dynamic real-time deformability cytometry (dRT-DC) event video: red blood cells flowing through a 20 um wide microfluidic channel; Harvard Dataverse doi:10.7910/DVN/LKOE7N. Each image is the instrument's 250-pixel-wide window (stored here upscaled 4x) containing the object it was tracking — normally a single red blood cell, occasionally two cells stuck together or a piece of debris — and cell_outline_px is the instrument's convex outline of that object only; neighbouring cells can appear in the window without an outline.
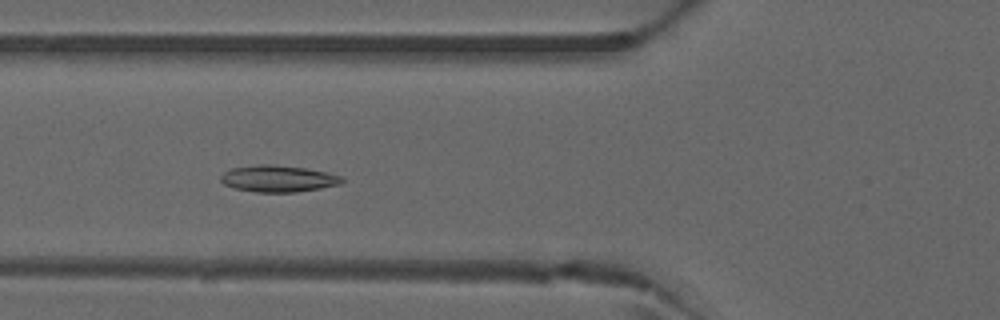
{"species": "common noctule bat (a hibernating species)", "species_latin": "Nyctalus noctula", "temperature_condition": "warm", "stored_images_in_passage": 19, "camera_frame_rate_fps": 3000, "um_per_image_px": 0.085, "animal": {"sex": "male", "forearm_length_mm": 52.5}, "frame": {"image": 1, "passage_image": 17, "time_ms": 5.333, "image_size_px": [1000, 320], "cell_outline_px": [[344, 180], [340, 184], [320, 188], [296, 192], [256, 192], [236, 188], [224, 184], [220, 180], [220, 176], [224, 172], [232, 168], [260, 164], [272, 164], [304, 168], [328, 172], [340, 176]], "centroid_in_image_um": [23.64, 15.18], "position_along_channel_um": 102.2, "area_um2": 18.67}}